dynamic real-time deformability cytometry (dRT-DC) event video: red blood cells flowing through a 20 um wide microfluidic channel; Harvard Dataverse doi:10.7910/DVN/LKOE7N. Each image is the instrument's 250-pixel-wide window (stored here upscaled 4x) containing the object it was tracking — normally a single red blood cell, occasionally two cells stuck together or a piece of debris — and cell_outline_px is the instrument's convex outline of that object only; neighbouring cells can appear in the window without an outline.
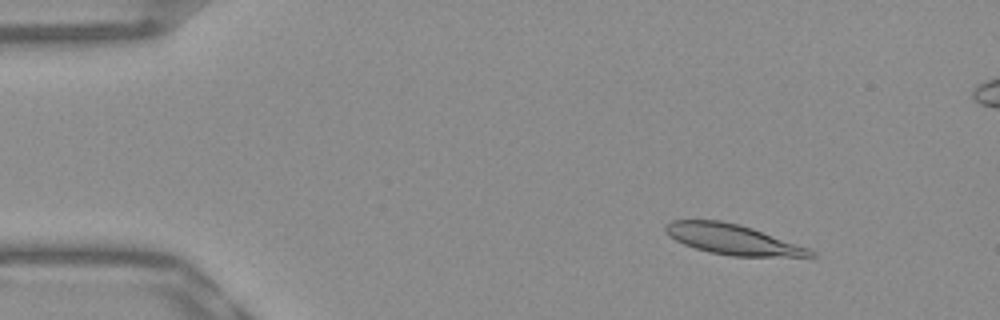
{"species": "Egyptian fruit bat (a non-hibernating species)", "species_latin": "Rousettus aegyptiacus", "temperature_condition": "warm", "stored_images_in_passage": 53, "segment_of_instrument_passage": [1, 2], "camera_frame_rate_fps": 3000, "um_per_image_px": 0.085, "frame": {"image": 1, "passage_image": 7, "time_ms": 2.0, "image_size_px": [1000, 320], "cell_outline_px": [[816, 256], [732, 256], [708, 252], [684, 244], [668, 236], [664, 228], [664, 224], [672, 220], [720, 220], [740, 224], [752, 228], [808, 248], [816, 252]], "centroid_in_image_um": [62.22, 20.34], "position_along_channel_um": 22.8, "area_um2": 25.32}}
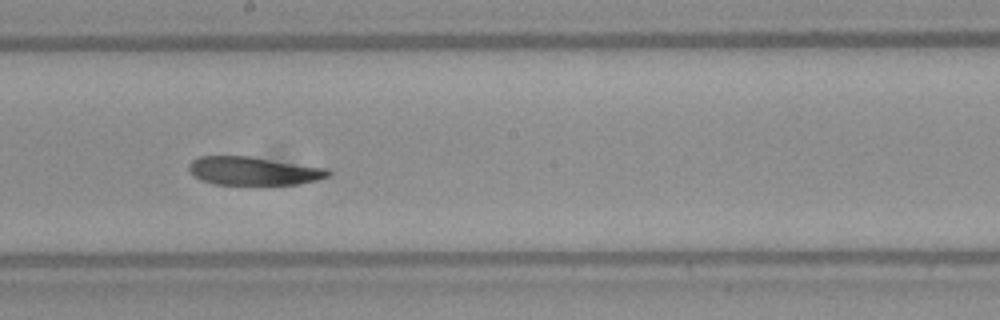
{"frame": {"image": 2, "passage_image": 29, "time_ms": 9.333, "image_size_px": [1000, 320], "cell_outline_px": [[332, 172], [328, 176], [316, 180], [300, 184], [212, 184], [200, 180], [188, 168], [188, 164], [192, 160], [200, 156], [252, 156], [328, 168]], "centroid_in_image_um": [21.56, 14.52], "position_along_channel_um": 226.6, "area_um2": 23.06}}
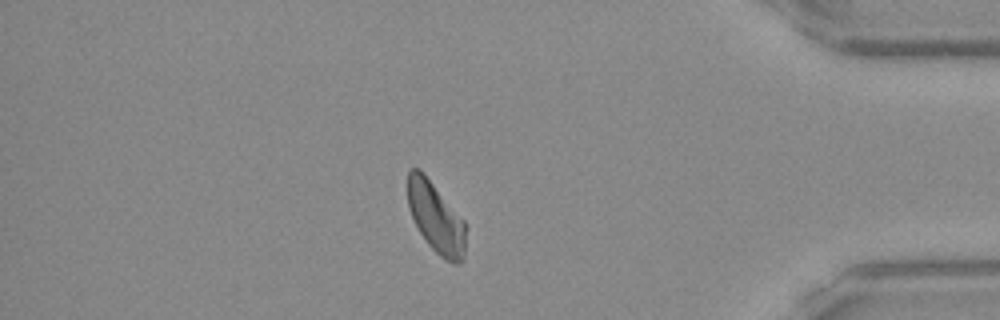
{"frame": {"image": 3, "passage_image": 45, "time_ms": 14.667, "image_size_px": [1000, 320], "cell_outline_px": [[464, 260], [460, 264], [452, 264], [444, 260], [428, 244], [420, 232], [408, 208], [408, 172], [412, 168], [420, 168], [464, 220]], "centroid_in_image_um": [37.04, 18.51], "position_along_channel_um": 398.2, "area_um2": 23.64}}